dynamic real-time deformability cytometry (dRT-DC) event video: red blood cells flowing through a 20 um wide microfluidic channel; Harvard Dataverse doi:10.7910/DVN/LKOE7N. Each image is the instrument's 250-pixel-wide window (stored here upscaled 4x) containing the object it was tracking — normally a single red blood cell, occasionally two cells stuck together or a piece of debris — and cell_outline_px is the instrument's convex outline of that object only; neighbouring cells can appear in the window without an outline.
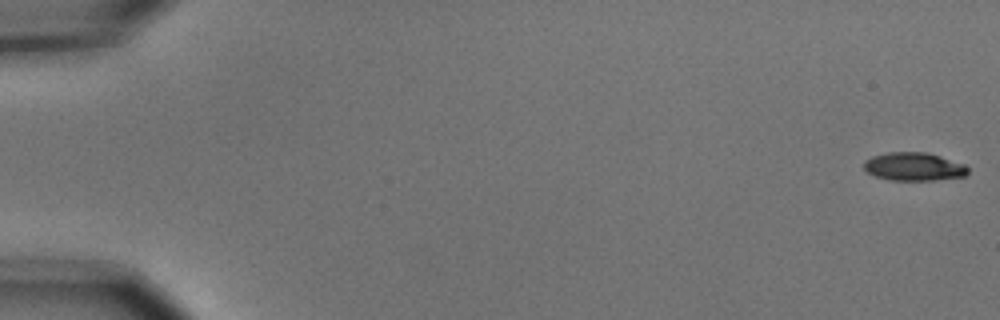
{"species": "common noctule bat (a hibernating species)", "species_latin": "Nyctalus noctula", "temperature_condition": "cold", "stored_images_in_passage": 55, "camera_frame_rate_fps": 3000, "um_per_image_px": 0.085, "animal": {"sex": "male", "body_mass_g": 15.6}, "frame": {"image": 1, "passage_image": 1, "time_ms": 0.0, "image_size_px": [1000, 320], "cell_outline_px": [[968, 172], [964, 176], [936, 180], [888, 180], [876, 176], [868, 172], [864, 168], [864, 160], [872, 156], [888, 152], [928, 152], [964, 164], [968, 168]], "centroid_in_image_um": [77.67, 14.16], "position_along_channel_um": 7.3, "area_um2": 17.11}}
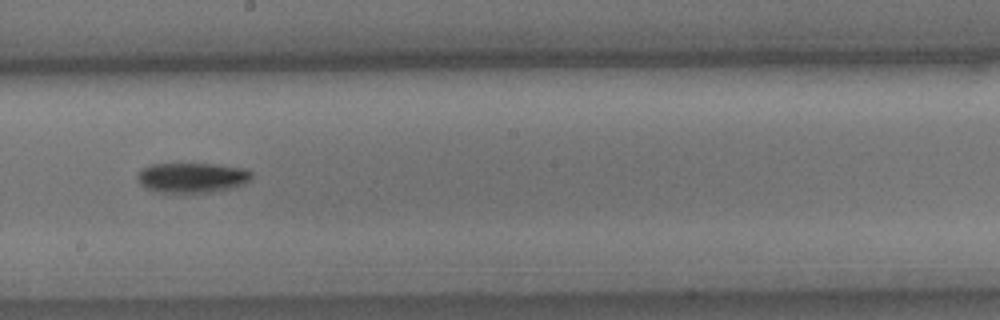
{"frame": {"image": 2, "passage_image": 32, "time_ms": 10.333, "image_size_px": [1000, 320], "cell_outline_px": [[252, 176], [244, 184], [232, 188], [212, 192], [160, 192], [148, 188], [140, 184], [136, 180], [136, 176], [140, 168], [152, 164], [216, 164], [248, 168], [252, 172]], "centroid_in_image_um": [16.33, 15.08], "position_along_channel_um": 231.9, "area_um2": 20.11}}
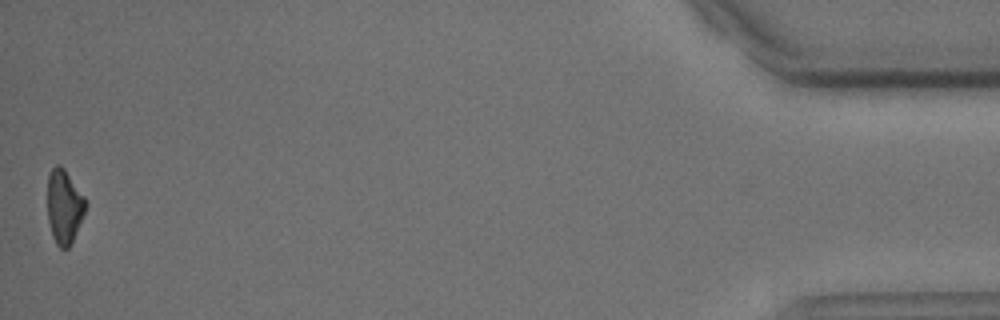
{"frame": {"image": 3, "passage_image": 55, "time_ms": 18.0, "image_size_px": [1000, 320], "cell_outline_px": [[88, 204], [72, 244], [68, 248], [60, 248], [56, 244], [52, 236], [48, 220], [48, 176], [52, 168], [56, 164], [60, 164], [64, 168], [84, 196]], "centroid_in_image_um": [5.47, 17.57], "position_along_channel_um": 429.7, "area_um2": 16.59}, "authors_computed_cell_mechanics": {"area_um2": 18.3804, "velocity_mm_per_s": 3.6963, "shape_relaxation_time_tau1_ms": 3.4418, "shape_relaxation_time_tau2_ms": null, "deformation_change_tau1": 0.1181, "deformation_change_tau2": null}}